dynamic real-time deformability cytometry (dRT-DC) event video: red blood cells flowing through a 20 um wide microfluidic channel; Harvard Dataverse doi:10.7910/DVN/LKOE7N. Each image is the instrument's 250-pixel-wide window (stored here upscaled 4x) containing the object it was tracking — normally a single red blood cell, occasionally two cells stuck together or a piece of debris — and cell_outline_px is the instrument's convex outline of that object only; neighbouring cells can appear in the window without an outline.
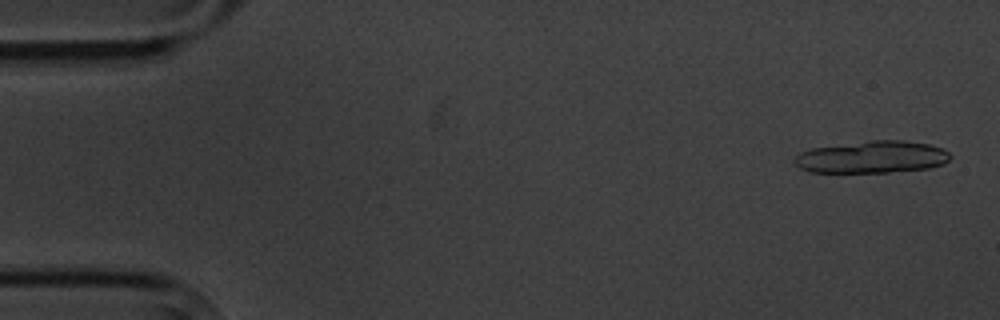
{"species": "common noctule bat (a hibernating species)", "species_latin": "Nyctalus noctula", "temperature_condition": "cold", "stored_images_in_passage": 4, "camera_frame_rate_fps": 3000, "um_per_image_px": 0.085, "animal": {"sex": "male", "body_mass_g": 20.1, "forearm_length_mm": 53.5}, "frame": {"image": 1, "passage_image": 1, "time_ms": 0.0, "image_size_px": [1000, 320], "cell_outline_px": [[952, 156], [944, 164], [928, 168], [888, 172], [808, 172], [800, 168], [796, 164], [796, 156], [800, 152], [812, 148], [872, 140], [904, 140], [928, 144], [940, 148], [948, 152]], "centroid_in_image_um": [74.13, 13.35], "position_along_channel_um": 10.9, "area_um2": 28.96}}